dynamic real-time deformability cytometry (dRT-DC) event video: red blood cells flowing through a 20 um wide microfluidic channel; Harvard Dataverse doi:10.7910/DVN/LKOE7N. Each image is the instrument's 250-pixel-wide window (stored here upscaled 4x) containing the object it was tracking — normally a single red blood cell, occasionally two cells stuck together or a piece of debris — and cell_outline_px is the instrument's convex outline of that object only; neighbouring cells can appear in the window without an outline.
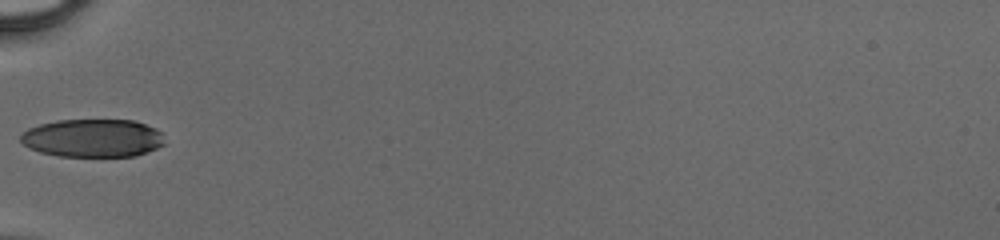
{"species": "human", "species_latin": "Homo sapiens", "temperature_condition": "cold", "stored_images_in_passage": 31, "camera_frame_rate_fps": 3000, "um_per_image_px": 0.085, "donor": {"sex": "male"}, "frame": {"image": 1, "passage_image": 1, "time_ms": 0.0, "image_size_px": [1000, 240], "cell_outline_px": [[164, 144], [148, 152], [136, 156], [56, 156], [40, 152], [24, 144], [20, 140], [20, 136], [28, 128], [40, 124], [56, 120], [136, 120], [156, 128], [160, 132]], "centroid_in_image_um": [7.89, 11.73], "position_along_channel_um": 77.1, "area_um2": 31.96}}
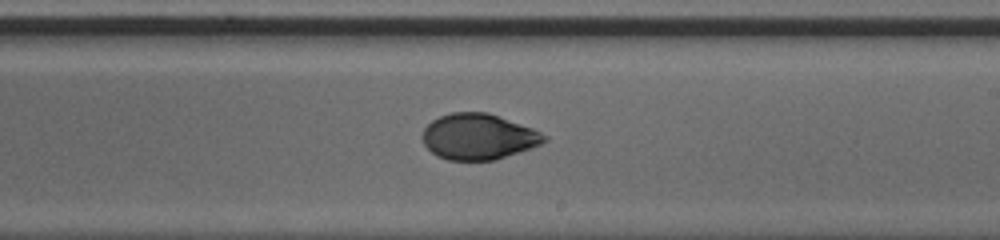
{"frame": {"image": 2, "passage_image": 13, "time_ms": 4.0, "image_size_px": [1000, 240], "cell_outline_px": [[548, 140], [532, 148], [496, 160], [448, 160], [436, 156], [424, 144], [424, 128], [432, 120], [440, 116], [452, 112], [488, 112], [532, 128], [548, 136]], "centroid_in_image_um": [40.69, 11.62], "position_along_channel_um": 248.3, "area_um2": 32.48}}
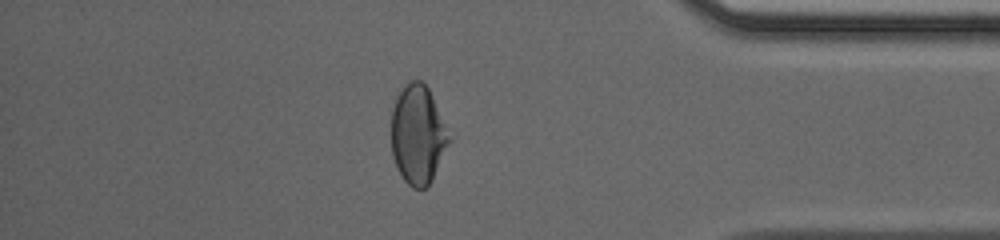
{"frame": {"image": 3, "passage_image": 25, "time_ms": 8.0, "image_size_px": [1000, 240], "cell_outline_px": [[452, 140], [432, 180], [424, 188], [412, 188], [404, 180], [392, 156], [392, 108], [396, 96], [412, 80], [420, 80], [428, 88], [432, 96]], "centroid_in_image_um": [35.53, 11.47], "position_along_channel_um": 399.7, "area_um2": 32.95}}